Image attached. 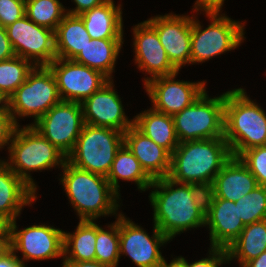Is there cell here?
Segmentation results:
<instances>
[{"label": "cell", "instance_id": "obj_8", "mask_svg": "<svg viewBox=\"0 0 266 267\" xmlns=\"http://www.w3.org/2000/svg\"><path fill=\"white\" fill-rule=\"evenodd\" d=\"M225 93L209 98L206 90L190 106L173 116L180 143L224 138Z\"/></svg>", "mask_w": 266, "mask_h": 267}, {"label": "cell", "instance_id": "obj_12", "mask_svg": "<svg viewBox=\"0 0 266 267\" xmlns=\"http://www.w3.org/2000/svg\"><path fill=\"white\" fill-rule=\"evenodd\" d=\"M48 67L62 101L82 103L109 81L101 72L73 60L56 58Z\"/></svg>", "mask_w": 266, "mask_h": 267}, {"label": "cell", "instance_id": "obj_37", "mask_svg": "<svg viewBox=\"0 0 266 267\" xmlns=\"http://www.w3.org/2000/svg\"><path fill=\"white\" fill-rule=\"evenodd\" d=\"M17 127L18 125L8 109L0 111V149L10 145L9 143Z\"/></svg>", "mask_w": 266, "mask_h": 267}, {"label": "cell", "instance_id": "obj_26", "mask_svg": "<svg viewBox=\"0 0 266 267\" xmlns=\"http://www.w3.org/2000/svg\"><path fill=\"white\" fill-rule=\"evenodd\" d=\"M123 42V39H91L73 61L97 70L111 80Z\"/></svg>", "mask_w": 266, "mask_h": 267}, {"label": "cell", "instance_id": "obj_34", "mask_svg": "<svg viewBox=\"0 0 266 267\" xmlns=\"http://www.w3.org/2000/svg\"><path fill=\"white\" fill-rule=\"evenodd\" d=\"M239 158L255 176L258 185L266 187V146L247 149Z\"/></svg>", "mask_w": 266, "mask_h": 267}, {"label": "cell", "instance_id": "obj_31", "mask_svg": "<svg viewBox=\"0 0 266 267\" xmlns=\"http://www.w3.org/2000/svg\"><path fill=\"white\" fill-rule=\"evenodd\" d=\"M34 65L24 58L14 56L0 61V92L7 98L19 88Z\"/></svg>", "mask_w": 266, "mask_h": 267}, {"label": "cell", "instance_id": "obj_43", "mask_svg": "<svg viewBox=\"0 0 266 267\" xmlns=\"http://www.w3.org/2000/svg\"><path fill=\"white\" fill-rule=\"evenodd\" d=\"M62 267H113L98 261L63 262Z\"/></svg>", "mask_w": 266, "mask_h": 267}, {"label": "cell", "instance_id": "obj_48", "mask_svg": "<svg viewBox=\"0 0 266 267\" xmlns=\"http://www.w3.org/2000/svg\"><path fill=\"white\" fill-rule=\"evenodd\" d=\"M0 111L8 109V99L0 92Z\"/></svg>", "mask_w": 266, "mask_h": 267}, {"label": "cell", "instance_id": "obj_30", "mask_svg": "<svg viewBox=\"0 0 266 267\" xmlns=\"http://www.w3.org/2000/svg\"><path fill=\"white\" fill-rule=\"evenodd\" d=\"M59 0H25V15L37 25L56 30L67 14Z\"/></svg>", "mask_w": 266, "mask_h": 267}, {"label": "cell", "instance_id": "obj_14", "mask_svg": "<svg viewBox=\"0 0 266 267\" xmlns=\"http://www.w3.org/2000/svg\"><path fill=\"white\" fill-rule=\"evenodd\" d=\"M153 236L135 224L124 214H119L120 256L128 255L138 267H160L164 257L161 245L170 241L154 224Z\"/></svg>", "mask_w": 266, "mask_h": 267}, {"label": "cell", "instance_id": "obj_38", "mask_svg": "<svg viewBox=\"0 0 266 267\" xmlns=\"http://www.w3.org/2000/svg\"><path fill=\"white\" fill-rule=\"evenodd\" d=\"M209 257L189 263V267H219L221 264L229 263L228 254L225 249L211 247Z\"/></svg>", "mask_w": 266, "mask_h": 267}, {"label": "cell", "instance_id": "obj_2", "mask_svg": "<svg viewBox=\"0 0 266 267\" xmlns=\"http://www.w3.org/2000/svg\"><path fill=\"white\" fill-rule=\"evenodd\" d=\"M224 138L179 143L171 154L168 178L179 183H213L215 176L231 159Z\"/></svg>", "mask_w": 266, "mask_h": 267}, {"label": "cell", "instance_id": "obj_18", "mask_svg": "<svg viewBox=\"0 0 266 267\" xmlns=\"http://www.w3.org/2000/svg\"><path fill=\"white\" fill-rule=\"evenodd\" d=\"M135 63L139 70L147 72L144 85L157 77L167 76L179 70L170 62L157 31L145 20L133 27Z\"/></svg>", "mask_w": 266, "mask_h": 267}, {"label": "cell", "instance_id": "obj_20", "mask_svg": "<svg viewBox=\"0 0 266 267\" xmlns=\"http://www.w3.org/2000/svg\"><path fill=\"white\" fill-rule=\"evenodd\" d=\"M124 144L152 180L168 176L171 154L143 134L134 124L124 132Z\"/></svg>", "mask_w": 266, "mask_h": 267}, {"label": "cell", "instance_id": "obj_7", "mask_svg": "<svg viewBox=\"0 0 266 267\" xmlns=\"http://www.w3.org/2000/svg\"><path fill=\"white\" fill-rule=\"evenodd\" d=\"M211 20L202 30L198 19L192 15L190 64L203 63L213 56L231 51L244 40V23L231 20L220 12H205ZM198 20V21H197Z\"/></svg>", "mask_w": 266, "mask_h": 267}, {"label": "cell", "instance_id": "obj_25", "mask_svg": "<svg viewBox=\"0 0 266 267\" xmlns=\"http://www.w3.org/2000/svg\"><path fill=\"white\" fill-rule=\"evenodd\" d=\"M134 125L170 154L180 143L176 134L173 116L155 111L153 108L136 115L134 117Z\"/></svg>", "mask_w": 266, "mask_h": 267}, {"label": "cell", "instance_id": "obj_17", "mask_svg": "<svg viewBox=\"0 0 266 267\" xmlns=\"http://www.w3.org/2000/svg\"><path fill=\"white\" fill-rule=\"evenodd\" d=\"M113 80H109L82 103L84 123L109 127L125 132L134 124V119L125 115L122 101L113 88Z\"/></svg>", "mask_w": 266, "mask_h": 267}, {"label": "cell", "instance_id": "obj_24", "mask_svg": "<svg viewBox=\"0 0 266 267\" xmlns=\"http://www.w3.org/2000/svg\"><path fill=\"white\" fill-rule=\"evenodd\" d=\"M56 58L73 60L90 42L79 15L66 14L54 31Z\"/></svg>", "mask_w": 266, "mask_h": 267}, {"label": "cell", "instance_id": "obj_22", "mask_svg": "<svg viewBox=\"0 0 266 267\" xmlns=\"http://www.w3.org/2000/svg\"><path fill=\"white\" fill-rule=\"evenodd\" d=\"M213 186L214 198L236 202L259 185L241 159L232 156L215 176Z\"/></svg>", "mask_w": 266, "mask_h": 267}, {"label": "cell", "instance_id": "obj_15", "mask_svg": "<svg viewBox=\"0 0 266 267\" xmlns=\"http://www.w3.org/2000/svg\"><path fill=\"white\" fill-rule=\"evenodd\" d=\"M177 74L157 77L144 85L155 111L174 116L192 105L206 90V81H175Z\"/></svg>", "mask_w": 266, "mask_h": 267}, {"label": "cell", "instance_id": "obj_13", "mask_svg": "<svg viewBox=\"0 0 266 267\" xmlns=\"http://www.w3.org/2000/svg\"><path fill=\"white\" fill-rule=\"evenodd\" d=\"M16 220L8 224L10 248L21 251L24 260L63 257L64 231L45 224L32 225L18 231Z\"/></svg>", "mask_w": 266, "mask_h": 267}, {"label": "cell", "instance_id": "obj_3", "mask_svg": "<svg viewBox=\"0 0 266 267\" xmlns=\"http://www.w3.org/2000/svg\"><path fill=\"white\" fill-rule=\"evenodd\" d=\"M224 139L233 157L247 149L266 146V113L243 88L225 92Z\"/></svg>", "mask_w": 266, "mask_h": 267}, {"label": "cell", "instance_id": "obj_9", "mask_svg": "<svg viewBox=\"0 0 266 267\" xmlns=\"http://www.w3.org/2000/svg\"><path fill=\"white\" fill-rule=\"evenodd\" d=\"M60 101L57 83L50 68L34 66L26 81L9 97L8 111L17 125L18 116H32L35 123Z\"/></svg>", "mask_w": 266, "mask_h": 267}, {"label": "cell", "instance_id": "obj_29", "mask_svg": "<svg viewBox=\"0 0 266 267\" xmlns=\"http://www.w3.org/2000/svg\"><path fill=\"white\" fill-rule=\"evenodd\" d=\"M266 250V219L244 227L239 237L226 249L229 261L237 259L240 267Z\"/></svg>", "mask_w": 266, "mask_h": 267}, {"label": "cell", "instance_id": "obj_19", "mask_svg": "<svg viewBox=\"0 0 266 267\" xmlns=\"http://www.w3.org/2000/svg\"><path fill=\"white\" fill-rule=\"evenodd\" d=\"M206 225L210 231V247L225 250L245 227L239 217L238 204L221 198H214L210 211L205 215Z\"/></svg>", "mask_w": 266, "mask_h": 267}, {"label": "cell", "instance_id": "obj_27", "mask_svg": "<svg viewBox=\"0 0 266 267\" xmlns=\"http://www.w3.org/2000/svg\"><path fill=\"white\" fill-rule=\"evenodd\" d=\"M95 244L96 222L79 220L74 233L64 231L63 262L95 261Z\"/></svg>", "mask_w": 266, "mask_h": 267}, {"label": "cell", "instance_id": "obj_36", "mask_svg": "<svg viewBox=\"0 0 266 267\" xmlns=\"http://www.w3.org/2000/svg\"><path fill=\"white\" fill-rule=\"evenodd\" d=\"M25 16V0H0V26L7 27Z\"/></svg>", "mask_w": 266, "mask_h": 267}, {"label": "cell", "instance_id": "obj_4", "mask_svg": "<svg viewBox=\"0 0 266 267\" xmlns=\"http://www.w3.org/2000/svg\"><path fill=\"white\" fill-rule=\"evenodd\" d=\"M60 182L80 220L94 221L100 216L117 215L119 195L103 175L81 170L67 161Z\"/></svg>", "mask_w": 266, "mask_h": 267}, {"label": "cell", "instance_id": "obj_45", "mask_svg": "<svg viewBox=\"0 0 266 267\" xmlns=\"http://www.w3.org/2000/svg\"><path fill=\"white\" fill-rule=\"evenodd\" d=\"M160 267H189V263L187 262V260H185L184 257L180 256L177 258H173V260L169 264H167L164 259Z\"/></svg>", "mask_w": 266, "mask_h": 267}, {"label": "cell", "instance_id": "obj_41", "mask_svg": "<svg viewBox=\"0 0 266 267\" xmlns=\"http://www.w3.org/2000/svg\"><path fill=\"white\" fill-rule=\"evenodd\" d=\"M224 0H196L194 11L221 12Z\"/></svg>", "mask_w": 266, "mask_h": 267}, {"label": "cell", "instance_id": "obj_10", "mask_svg": "<svg viewBox=\"0 0 266 267\" xmlns=\"http://www.w3.org/2000/svg\"><path fill=\"white\" fill-rule=\"evenodd\" d=\"M84 124L81 103L61 100L30 125L67 156Z\"/></svg>", "mask_w": 266, "mask_h": 267}, {"label": "cell", "instance_id": "obj_16", "mask_svg": "<svg viewBox=\"0 0 266 267\" xmlns=\"http://www.w3.org/2000/svg\"><path fill=\"white\" fill-rule=\"evenodd\" d=\"M156 31L170 62L180 71L190 64L192 17L166 14L146 20Z\"/></svg>", "mask_w": 266, "mask_h": 267}, {"label": "cell", "instance_id": "obj_35", "mask_svg": "<svg viewBox=\"0 0 266 267\" xmlns=\"http://www.w3.org/2000/svg\"><path fill=\"white\" fill-rule=\"evenodd\" d=\"M190 190L193 202L206 215L215 197L213 183H191Z\"/></svg>", "mask_w": 266, "mask_h": 267}, {"label": "cell", "instance_id": "obj_47", "mask_svg": "<svg viewBox=\"0 0 266 267\" xmlns=\"http://www.w3.org/2000/svg\"><path fill=\"white\" fill-rule=\"evenodd\" d=\"M0 236H10L8 223L0 217Z\"/></svg>", "mask_w": 266, "mask_h": 267}, {"label": "cell", "instance_id": "obj_1", "mask_svg": "<svg viewBox=\"0 0 266 267\" xmlns=\"http://www.w3.org/2000/svg\"><path fill=\"white\" fill-rule=\"evenodd\" d=\"M149 188H155L149 195L153 222L169 240L188 229L205 226V215L193 202L190 184L164 177L153 180Z\"/></svg>", "mask_w": 266, "mask_h": 267}, {"label": "cell", "instance_id": "obj_39", "mask_svg": "<svg viewBox=\"0 0 266 267\" xmlns=\"http://www.w3.org/2000/svg\"><path fill=\"white\" fill-rule=\"evenodd\" d=\"M15 56L13 47L5 27L0 26V61L10 59Z\"/></svg>", "mask_w": 266, "mask_h": 267}, {"label": "cell", "instance_id": "obj_6", "mask_svg": "<svg viewBox=\"0 0 266 267\" xmlns=\"http://www.w3.org/2000/svg\"><path fill=\"white\" fill-rule=\"evenodd\" d=\"M124 133L109 127L85 123L67 162L74 167L107 177Z\"/></svg>", "mask_w": 266, "mask_h": 267}, {"label": "cell", "instance_id": "obj_33", "mask_svg": "<svg viewBox=\"0 0 266 267\" xmlns=\"http://www.w3.org/2000/svg\"><path fill=\"white\" fill-rule=\"evenodd\" d=\"M235 204H238L239 217L245 226L266 219V187L257 186Z\"/></svg>", "mask_w": 266, "mask_h": 267}, {"label": "cell", "instance_id": "obj_32", "mask_svg": "<svg viewBox=\"0 0 266 267\" xmlns=\"http://www.w3.org/2000/svg\"><path fill=\"white\" fill-rule=\"evenodd\" d=\"M103 230L96 224L95 261L117 267L120 259L119 214L116 221Z\"/></svg>", "mask_w": 266, "mask_h": 267}, {"label": "cell", "instance_id": "obj_46", "mask_svg": "<svg viewBox=\"0 0 266 267\" xmlns=\"http://www.w3.org/2000/svg\"><path fill=\"white\" fill-rule=\"evenodd\" d=\"M10 248V236H0V256Z\"/></svg>", "mask_w": 266, "mask_h": 267}, {"label": "cell", "instance_id": "obj_23", "mask_svg": "<svg viewBox=\"0 0 266 267\" xmlns=\"http://www.w3.org/2000/svg\"><path fill=\"white\" fill-rule=\"evenodd\" d=\"M113 0L84 11L79 16L91 39H123L122 9Z\"/></svg>", "mask_w": 266, "mask_h": 267}, {"label": "cell", "instance_id": "obj_44", "mask_svg": "<svg viewBox=\"0 0 266 267\" xmlns=\"http://www.w3.org/2000/svg\"><path fill=\"white\" fill-rule=\"evenodd\" d=\"M243 267H266V250L257 258L248 261Z\"/></svg>", "mask_w": 266, "mask_h": 267}, {"label": "cell", "instance_id": "obj_42", "mask_svg": "<svg viewBox=\"0 0 266 267\" xmlns=\"http://www.w3.org/2000/svg\"><path fill=\"white\" fill-rule=\"evenodd\" d=\"M73 1L76 4V7L72 10L68 9L67 13L72 15H79L86 10H90L93 7L101 5L106 0H73Z\"/></svg>", "mask_w": 266, "mask_h": 267}, {"label": "cell", "instance_id": "obj_5", "mask_svg": "<svg viewBox=\"0 0 266 267\" xmlns=\"http://www.w3.org/2000/svg\"><path fill=\"white\" fill-rule=\"evenodd\" d=\"M16 128L7 147L9 161L5 163L27 185L36 192V185L28 172L45 170L55 166L63 167L67 156L42 136L31 125Z\"/></svg>", "mask_w": 266, "mask_h": 267}, {"label": "cell", "instance_id": "obj_11", "mask_svg": "<svg viewBox=\"0 0 266 267\" xmlns=\"http://www.w3.org/2000/svg\"><path fill=\"white\" fill-rule=\"evenodd\" d=\"M5 28L16 56L34 66H48L56 59L53 30L37 25L26 15Z\"/></svg>", "mask_w": 266, "mask_h": 267}, {"label": "cell", "instance_id": "obj_21", "mask_svg": "<svg viewBox=\"0 0 266 267\" xmlns=\"http://www.w3.org/2000/svg\"><path fill=\"white\" fill-rule=\"evenodd\" d=\"M36 192L0 160V217L8 224L15 221L26 205L35 202Z\"/></svg>", "mask_w": 266, "mask_h": 267}, {"label": "cell", "instance_id": "obj_40", "mask_svg": "<svg viewBox=\"0 0 266 267\" xmlns=\"http://www.w3.org/2000/svg\"><path fill=\"white\" fill-rule=\"evenodd\" d=\"M23 259H20L16 253L9 248L0 256V267H25Z\"/></svg>", "mask_w": 266, "mask_h": 267}, {"label": "cell", "instance_id": "obj_28", "mask_svg": "<svg viewBox=\"0 0 266 267\" xmlns=\"http://www.w3.org/2000/svg\"><path fill=\"white\" fill-rule=\"evenodd\" d=\"M106 178L113 190L119 196V179L124 181H134L137 184L138 189L141 191H145L146 189L148 190L153 181L145 173L138 159L125 144H123L117 151L110 172Z\"/></svg>", "mask_w": 266, "mask_h": 267}]
</instances>
